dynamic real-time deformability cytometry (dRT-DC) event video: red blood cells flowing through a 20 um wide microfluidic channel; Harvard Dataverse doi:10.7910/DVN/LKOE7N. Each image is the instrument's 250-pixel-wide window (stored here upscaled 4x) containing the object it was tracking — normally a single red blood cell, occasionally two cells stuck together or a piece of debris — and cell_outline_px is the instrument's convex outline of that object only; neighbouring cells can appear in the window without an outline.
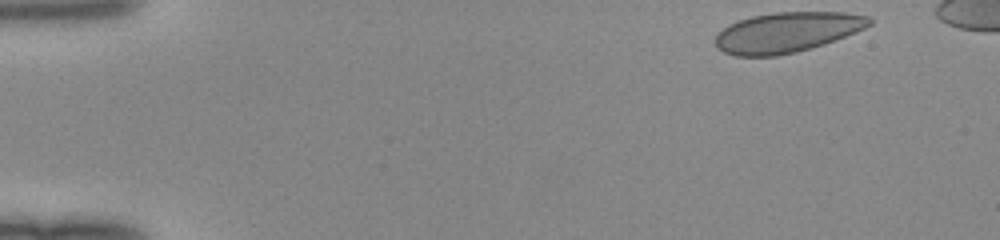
{"species": "human", "species_latin": "Homo sapiens", "temperature_condition": "room temperature", "stored_images_in_passage": 44, "camera_frame_rate_fps": 3000, "um_per_image_px": 0.085, "donor": {"sex": "female"}, "frame": {"image": 1, "passage_image": 1, "time_ms": 0.0, "image_size_px": [1000, 240], "cell_outline_px": [[872, 24], [856, 32], [824, 44], [796, 52], [776, 56], [736, 56], [724, 52], [716, 48], [716, 32], [728, 24], [752, 16], [772, 12], [844, 12], [868, 16], [872, 20]], "centroid_in_image_um": [66.87, 2.74], "position_along_channel_um": 18.1, "area_um2": 36.18}}
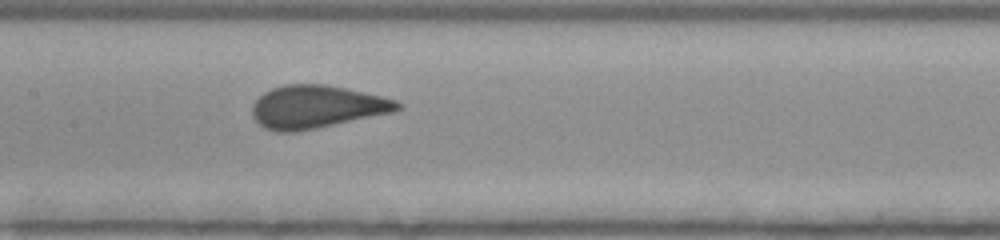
{"frame": {"image": 2, "passage_image": 21, "time_ms": 6.667, "image_size_px": [1000, 240], "cell_outline_px": [[404, 108], [396, 112], [316, 128], [292, 132], [276, 132], [264, 128], [252, 116], [252, 104], [264, 92], [272, 88], [284, 84], [324, 84], [344, 88], [380, 96], [396, 100]], "centroid_in_image_um": [26.91, 9.08], "position_along_channel_um": 180.5, "area_um2": 36.24}}
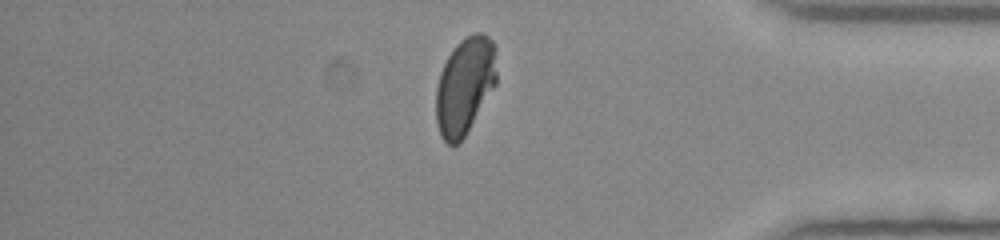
{"frame": {"image": 3, "passage_image": 38, "time_ms": 12.333, "image_size_px": [1000, 240], "cell_outline_px": [[496, 84], [464, 136], [456, 144], [448, 144], [440, 136], [436, 124], [436, 88], [440, 72], [448, 56], [456, 44], [460, 40], [476, 32], [484, 32], [492, 40], [496, 48]], "centroid_in_image_um": [39.51, 7.26], "position_along_channel_um": 395.7, "area_um2": 34.22}}